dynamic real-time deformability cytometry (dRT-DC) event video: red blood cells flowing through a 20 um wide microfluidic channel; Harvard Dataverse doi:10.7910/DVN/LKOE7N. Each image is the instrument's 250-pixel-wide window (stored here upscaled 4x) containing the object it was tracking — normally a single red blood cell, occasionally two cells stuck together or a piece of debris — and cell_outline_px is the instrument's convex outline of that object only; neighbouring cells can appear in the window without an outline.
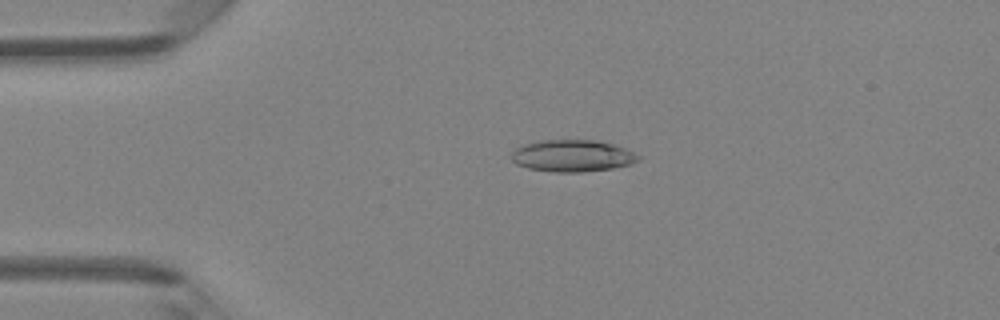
{"species": "Egyptian fruit bat (a non-hibernating species)", "species_latin": "Rousettus aegyptiacus", "temperature_condition": "room temperature", "stored_images_in_passage": 48, "camera_frame_rate_fps": 3000, "um_per_image_px": 0.085, "animal": {"sex": "female"}, "frame": {"image": 1, "passage_image": 11, "time_ms": 3.333, "image_size_px": [1000, 320], "cell_outline_px": [[640, 160], [632, 164], [612, 168], [584, 172], [552, 172], [528, 168], [516, 164], [508, 156], [516, 148], [524, 144], [540, 140], [596, 140], [612, 144], [624, 148], [640, 156]], "centroid_in_image_um": [48.62, 13.25], "position_along_channel_um": 36.4, "area_um2": 23.7}}
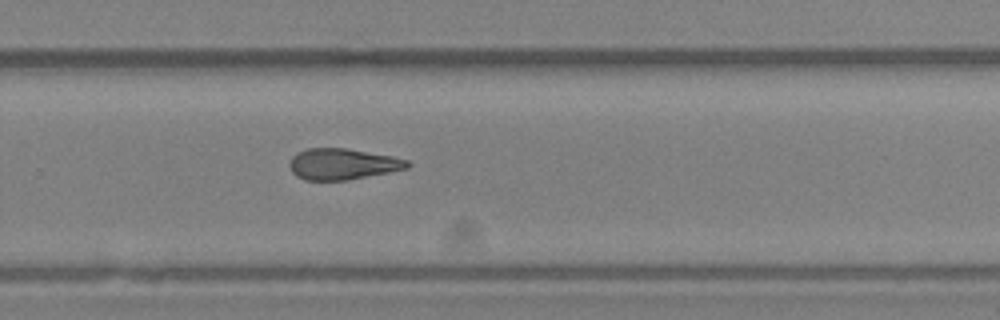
{"frame": {"image": 2, "passage_image": 32, "time_ms": 10.333, "image_size_px": [1000, 320], "cell_outline_px": [[412, 164], [408, 168], [348, 180], [304, 180], [296, 176], [292, 172], [288, 164], [292, 156], [296, 152], [308, 148], [344, 148], [392, 156], [408, 160]], "centroid_in_image_um": [29.09, 13.94], "position_along_channel_um": 300.7, "area_um2": 21.39}}
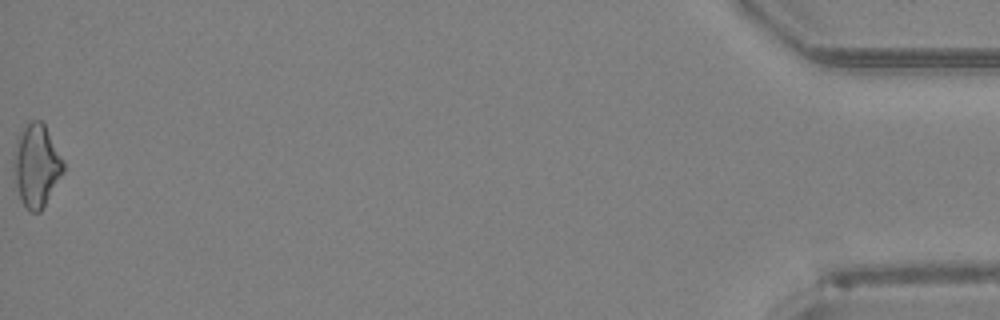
{"frame": {"image": 3, "passage_image": 48, "time_ms": 15.667, "image_size_px": [1000, 320], "cell_outline_px": [[64, 172], [40, 212], [28, 212], [20, 200], [12, 168], [12, 156], [16, 140], [20, 132], [28, 120], [40, 120], [44, 124], [64, 160]], "centroid_in_image_um": [3.07, 14.06], "position_along_channel_um": 432.1, "area_um2": 24.28}, "authors_computed_cell_mechanics": {"area_um2": 22.3975, "velocity_mm_per_s": 4.3061, "shape_relaxation_time_tau1_ms": null, "shape_relaxation_time_tau2_ms": 6.1449, "deformation_change_tau1": null, "deformation_change_tau2": 0.1742}}